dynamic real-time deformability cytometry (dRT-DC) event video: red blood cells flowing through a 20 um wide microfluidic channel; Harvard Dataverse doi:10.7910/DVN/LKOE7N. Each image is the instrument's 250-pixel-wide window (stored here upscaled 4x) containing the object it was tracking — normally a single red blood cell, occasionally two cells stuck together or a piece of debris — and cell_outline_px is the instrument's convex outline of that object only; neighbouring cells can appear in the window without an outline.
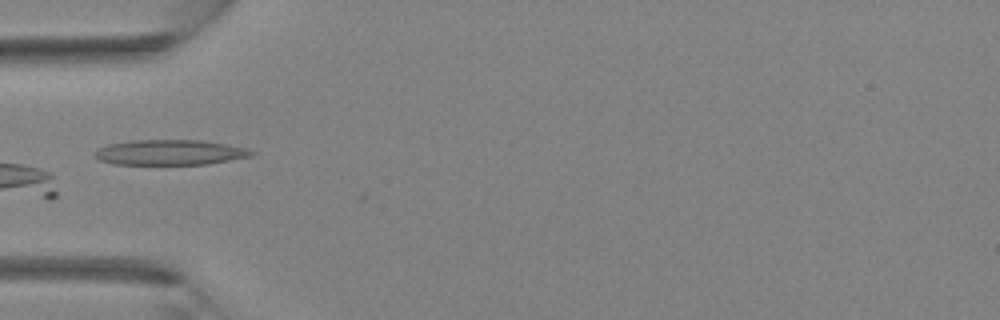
{"species": "Egyptian fruit bat (a non-hibernating species)", "species_latin": "Rousettus aegyptiacus", "temperature_condition": "room temperature", "stored_images_in_passage": 2, "camera_frame_rate_fps": 3000, "um_per_image_px": 0.085, "animal": {"sex": "female"}, "frame": {"image": 1, "passage_image": 2, "time_ms": 1.333, "image_size_px": [1000, 320], "cell_outline_px": [[256, 152], [252, 156], [208, 164], [112, 164], [100, 160], [92, 156], [92, 152], [96, 148], [108, 144], [132, 140], [200, 140], [248, 148]], "centroid_in_image_um": [14.39, 12.95], "position_along_channel_um": 70.6, "area_um2": 23.24}}